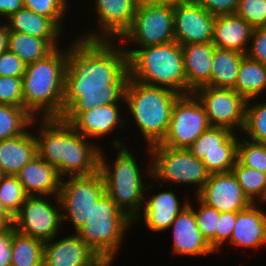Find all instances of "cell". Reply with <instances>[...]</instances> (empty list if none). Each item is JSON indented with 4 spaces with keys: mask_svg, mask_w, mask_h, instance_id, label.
Listing matches in <instances>:
<instances>
[{
    "mask_svg": "<svg viewBox=\"0 0 266 266\" xmlns=\"http://www.w3.org/2000/svg\"><path fill=\"white\" fill-rule=\"evenodd\" d=\"M72 41V42H71ZM68 43L63 114L71 123L99 105L125 104L130 79L128 55L118 40L80 37Z\"/></svg>",
    "mask_w": 266,
    "mask_h": 266,
    "instance_id": "obj_1",
    "label": "cell"
},
{
    "mask_svg": "<svg viewBox=\"0 0 266 266\" xmlns=\"http://www.w3.org/2000/svg\"><path fill=\"white\" fill-rule=\"evenodd\" d=\"M32 128L36 130L33 132L37 155L55 166L62 178L89 176L99 171L102 147L77 132L70 123L61 118H35Z\"/></svg>",
    "mask_w": 266,
    "mask_h": 266,
    "instance_id": "obj_2",
    "label": "cell"
},
{
    "mask_svg": "<svg viewBox=\"0 0 266 266\" xmlns=\"http://www.w3.org/2000/svg\"><path fill=\"white\" fill-rule=\"evenodd\" d=\"M126 140L128 141L126 137L124 139L116 137L111 140V145L116 152L114 160H108L109 156L104 153L103 148L101 149L99 172L104 180L105 193L122 212L134 221L144 205L146 183L152 178L151 153L149 147H145L148 151L146 156L150 162L148 166L143 165L145 166L143 168L141 166L143 163H139L137 157L127 148Z\"/></svg>",
    "mask_w": 266,
    "mask_h": 266,
    "instance_id": "obj_3",
    "label": "cell"
},
{
    "mask_svg": "<svg viewBox=\"0 0 266 266\" xmlns=\"http://www.w3.org/2000/svg\"><path fill=\"white\" fill-rule=\"evenodd\" d=\"M67 47L55 48L41 60L26 65L24 108L34 118H60L63 114Z\"/></svg>",
    "mask_w": 266,
    "mask_h": 266,
    "instance_id": "obj_4",
    "label": "cell"
},
{
    "mask_svg": "<svg viewBox=\"0 0 266 266\" xmlns=\"http://www.w3.org/2000/svg\"><path fill=\"white\" fill-rule=\"evenodd\" d=\"M180 96L169 88L145 85L130 78L125 90V111H128L123 113L129 114L125 117L126 129L132 119L146 147L160 144L168 132L172 109Z\"/></svg>",
    "mask_w": 266,
    "mask_h": 266,
    "instance_id": "obj_5",
    "label": "cell"
},
{
    "mask_svg": "<svg viewBox=\"0 0 266 266\" xmlns=\"http://www.w3.org/2000/svg\"><path fill=\"white\" fill-rule=\"evenodd\" d=\"M122 47L128 55L132 80L187 95L183 52L176 41L141 48Z\"/></svg>",
    "mask_w": 266,
    "mask_h": 266,
    "instance_id": "obj_6",
    "label": "cell"
},
{
    "mask_svg": "<svg viewBox=\"0 0 266 266\" xmlns=\"http://www.w3.org/2000/svg\"><path fill=\"white\" fill-rule=\"evenodd\" d=\"M133 224V220L104 193L93 204L88 220L75 234L111 266L120 254L118 252L123 246L124 237Z\"/></svg>",
    "mask_w": 266,
    "mask_h": 266,
    "instance_id": "obj_7",
    "label": "cell"
},
{
    "mask_svg": "<svg viewBox=\"0 0 266 266\" xmlns=\"http://www.w3.org/2000/svg\"><path fill=\"white\" fill-rule=\"evenodd\" d=\"M151 153L153 183L157 187L187 185L194 188L196 196L208 181L209 173L201 159L188 149H175L160 144L149 147ZM159 184V186H158Z\"/></svg>",
    "mask_w": 266,
    "mask_h": 266,
    "instance_id": "obj_8",
    "label": "cell"
},
{
    "mask_svg": "<svg viewBox=\"0 0 266 266\" xmlns=\"http://www.w3.org/2000/svg\"><path fill=\"white\" fill-rule=\"evenodd\" d=\"M11 225L17 232L43 242L57 237L66 226L62 224L58 196H27Z\"/></svg>",
    "mask_w": 266,
    "mask_h": 266,
    "instance_id": "obj_9",
    "label": "cell"
},
{
    "mask_svg": "<svg viewBox=\"0 0 266 266\" xmlns=\"http://www.w3.org/2000/svg\"><path fill=\"white\" fill-rule=\"evenodd\" d=\"M104 193V180L99 171L89 176L62 178L58 195L62 224L70 223L75 233L88 220L93 204Z\"/></svg>",
    "mask_w": 266,
    "mask_h": 266,
    "instance_id": "obj_10",
    "label": "cell"
},
{
    "mask_svg": "<svg viewBox=\"0 0 266 266\" xmlns=\"http://www.w3.org/2000/svg\"><path fill=\"white\" fill-rule=\"evenodd\" d=\"M173 21V4L137 7L131 27L118 41L122 46L130 45L133 48L175 41Z\"/></svg>",
    "mask_w": 266,
    "mask_h": 266,
    "instance_id": "obj_11",
    "label": "cell"
},
{
    "mask_svg": "<svg viewBox=\"0 0 266 266\" xmlns=\"http://www.w3.org/2000/svg\"><path fill=\"white\" fill-rule=\"evenodd\" d=\"M210 127L205 109L196 96L193 93L181 95L173 106L169 129L160 145L188 149Z\"/></svg>",
    "mask_w": 266,
    "mask_h": 266,
    "instance_id": "obj_12",
    "label": "cell"
},
{
    "mask_svg": "<svg viewBox=\"0 0 266 266\" xmlns=\"http://www.w3.org/2000/svg\"><path fill=\"white\" fill-rule=\"evenodd\" d=\"M193 94L204 107L211 127H223L237 134L242 132L247 101L234 89L203 86Z\"/></svg>",
    "mask_w": 266,
    "mask_h": 266,
    "instance_id": "obj_13",
    "label": "cell"
},
{
    "mask_svg": "<svg viewBox=\"0 0 266 266\" xmlns=\"http://www.w3.org/2000/svg\"><path fill=\"white\" fill-rule=\"evenodd\" d=\"M239 136L223 127H210L188 150L202 160L209 174L230 172L237 160Z\"/></svg>",
    "mask_w": 266,
    "mask_h": 266,
    "instance_id": "obj_14",
    "label": "cell"
},
{
    "mask_svg": "<svg viewBox=\"0 0 266 266\" xmlns=\"http://www.w3.org/2000/svg\"><path fill=\"white\" fill-rule=\"evenodd\" d=\"M93 3L91 9L96 13L93 15H96L97 27L77 36L89 40H119L133 23L137 8L134 0H94Z\"/></svg>",
    "mask_w": 266,
    "mask_h": 266,
    "instance_id": "obj_15",
    "label": "cell"
},
{
    "mask_svg": "<svg viewBox=\"0 0 266 266\" xmlns=\"http://www.w3.org/2000/svg\"><path fill=\"white\" fill-rule=\"evenodd\" d=\"M174 40L180 44L208 43L213 41L215 16L195 0H178L173 3Z\"/></svg>",
    "mask_w": 266,
    "mask_h": 266,
    "instance_id": "obj_16",
    "label": "cell"
},
{
    "mask_svg": "<svg viewBox=\"0 0 266 266\" xmlns=\"http://www.w3.org/2000/svg\"><path fill=\"white\" fill-rule=\"evenodd\" d=\"M150 184L147 183L144 205L140 214L135 218L133 223L143 219L144 225L151 232H165L172 225L176 216L189 204L191 195L186 196L182 201L178 197V192L169 186V191H160L152 193L153 178L150 179ZM149 189V190H148ZM151 190V191H150ZM177 192V194L175 193ZM183 203V204H182Z\"/></svg>",
    "mask_w": 266,
    "mask_h": 266,
    "instance_id": "obj_17",
    "label": "cell"
},
{
    "mask_svg": "<svg viewBox=\"0 0 266 266\" xmlns=\"http://www.w3.org/2000/svg\"><path fill=\"white\" fill-rule=\"evenodd\" d=\"M196 196L219 212H239L253 203L231 171L210 174Z\"/></svg>",
    "mask_w": 266,
    "mask_h": 266,
    "instance_id": "obj_18",
    "label": "cell"
},
{
    "mask_svg": "<svg viewBox=\"0 0 266 266\" xmlns=\"http://www.w3.org/2000/svg\"><path fill=\"white\" fill-rule=\"evenodd\" d=\"M57 237L44 242L43 266H108L75 233Z\"/></svg>",
    "mask_w": 266,
    "mask_h": 266,
    "instance_id": "obj_19",
    "label": "cell"
},
{
    "mask_svg": "<svg viewBox=\"0 0 266 266\" xmlns=\"http://www.w3.org/2000/svg\"><path fill=\"white\" fill-rule=\"evenodd\" d=\"M124 109L125 104L99 105L90 111L81 112L70 124L84 137L97 142L110 134L114 135L117 129L126 131V115H122Z\"/></svg>",
    "mask_w": 266,
    "mask_h": 266,
    "instance_id": "obj_20",
    "label": "cell"
},
{
    "mask_svg": "<svg viewBox=\"0 0 266 266\" xmlns=\"http://www.w3.org/2000/svg\"><path fill=\"white\" fill-rule=\"evenodd\" d=\"M172 229V252L176 256H204L213 254L207 240L197 226L194 210L188 205L175 218Z\"/></svg>",
    "mask_w": 266,
    "mask_h": 266,
    "instance_id": "obj_21",
    "label": "cell"
},
{
    "mask_svg": "<svg viewBox=\"0 0 266 266\" xmlns=\"http://www.w3.org/2000/svg\"><path fill=\"white\" fill-rule=\"evenodd\" d=\"M261 205L252 203L236 212L234 230L228 242L230 246L255 250L266 245V210Z\"/></svg>",
    "mask_w": 266,
    "mask_h": 266,
    "instance_id": "obj_22",
    "label": "cell"
},
{
    "mask_svg": "<svg viewBox=\"0 0 266 266\" xmlns=\"http://www.w3.org/2000/svg\"><path fill=\"white\" fill-rule=\"evenodd\" d=\"M28 196H58L62 177L57 168L38 155L15 175Z\"/></svg>",
    "mask_w": 266,
    "mask_h": 266,
    "instance_id": "obj_23",
    "label": "cell"
},
{
    "mask_svg": "<svg viewBox=\"0 0 266 266\" xmlns=\"http://www.w3.org/2000/svg\"><path fill=\"white\" fill-rule=\"evenodd\" d=\"M184 57V71L187 80V94L209 86L212 59L215 46L212 42L181 45Z\"/></svg>",
    "mask_w": 266,
    "mask_h": 266,
    "instance_id": "obj_24",
    "label": "cell"
},
{
    "mask_svg": "<svg viewBox=\"0 0 266 266\" xmlns=\"http://www.w3.org/2000/svg\"><path fill=\"white\" fill-rule=\"evenodd\" d=\"M5 22L9 31L20 32L46 40L54 49L61 43L63 30L53 19L38 15L30 9L23 7L8 17Z\"/></svg>",
    "mask_w": 266,
    "mask_h": 266,
    "instance_id": "obj_25",
    "label": "cell"
},
{
    "mask_svg": "<svg viewBox=\"0 0 266 266\" xmlns=\"http://www.w3.org/2000/svg\"><path fill=\"white\" fill-rule=\"evenodd\" d=\"M252 31L253 27L236 14L215 16L212 44L246 54Z\"/></svg>",
    "mask_w": 266,
    "mask_h": 266,
    "instance_id": "obj_26",
    "label": "cell"
},
{
    "mask_svg": "<svg viewBox=\"0 0 266 266\" xmlns=\"http://www.w3.org/2000/svg\"><path fill=\"white\" fill-rule=\"evenodd\" d=\"M35 156L37 142L32 125L23 134L0 141V167L4 175L15 176Z\"/></svg>",
    "mask_w": 266,
    "mask_h": 266,
    "instance_id": "obj_27",
    "label": "cell"
},
{
    "mask_svg": "<svg viewBox=\"0 0 266 266\" xmlns=\"http://www.w3.org/2000/svg\"><path fill=\"white\" fill-rule=\"evenodd\" d=\"M232 89L246 101L265 95L266 66L245 55L240 63L237 80Z\"/></svg>",
    "mask_w": 266,
    "mask_h": 266,
    "instance_id": "obj_28",
    "label": "cell"
},
{
    "mask_svg": "<svg viewBox=\"0 0 266 266\" xmlns=\"http://www.w3.org/2000/svg\"><path fill=\"white\" fill-rule=\"evenodd\" d=\"M245 55L237 51L215 47L209 86L233 88L237 80L240 63Z\"/></svg>",
    "mask_w": 266,
    "mask_h": 266,
    "instance_id": "obj_29",
    "label": "cell"
},
{
    "mask_svg": "<svg viewBox=\"0 0 266 266\" xmlns=\"http://www.w3.org/2000/svg\"><path fill=\"white\" fill-rule=\"evenodd\" d=\"M8 50L28 65L45 58L54 48L44 39L10 31Z\"/></svg>",
    "mask_w": 266,
    "mask_h": 266,
    "instance_id": "obj_30",
    "label": "cell"
},
{
    "mask_svg": "<svg viewBox=\"0 0 266 266\" xmlns=\"http://www.w3.org/2000/svg\"><path fill=\"white\" fill-rule=\"evenodd\" d=\"M44 242L13 227L11 266H43Z\"/></svg>",
    "mask_w": 266,
    "mask_h": 266,
    "instance_id": "obj_31",
    "label": "cell"
},
{
    "mask_svg": "<svg viewBox=\"0 0 266 266\" xmlns=\"http://www.w3.org/2000/svg\"><path fill=\"white\" fill-rule=\"evenodd\" d=\"M34 119L23 107L0 104V141L23 134Z\"/></svg>",
    "mask_w": 266,
    "mask_h": 266,
    "instance_id": "obj_32",
    "label": "cell"
},
{
    "mask_svg": "<svg viewBox=\"0 0 266 266\" xmlns=\"http://www.w3.org/2000/svg\"><path fill=\"white\" fill-rule=\"evenodd\" d=\"M231 172L244 193L253 203H260L266 195V173L243 165L238 159Z\"/></svg>",
    "mask_w": 266,
    "mask_h": 266,
    "instance_id": "obj_33",
    "label": "cell"
},
{
    "mask_svg": "<svg viewBox=\"0 0 266 266\" xmlns=\"http://www.w3.org/2000/svg\"><path fill=\"white\" fill-rule=\"evenodd\" d=\"M257 99L247 101L245 123L240 135L250 141L266 144V100Z\"/></svg>",
    "mask_w": 266,
    "mask_h": 266,
    "instance_id": "obj_34",
    "label": "cell"
},
{
    "mask_svg": "<svg viewBox=\"0 0 266 266\" xmlns=\"http://www.w3.org/2000/svg\"><path fill=\"white\" fill-rule=\"evenodd\" d=\"M194 198L196 199L195 201L198 203L197 207L199 208L194 207L195 201L191 203L192 199L189 200L188 205L194 210L197 226L203 237L207 240L210 247L215 252V231L218 228V220L221 212L203 203L197 196H194Z\"/></svg>",
    "mask_w": 266,
    "mask_h": 266,
    "instance_id": "obj_35",
    "label": "cell"
},
{
    "mask_svg": "<svg viewBox=\"0 0 266 266\" xmlns=\"http://www.w3.org/2000/svg\"><path fill=\"white\" fill-rule=\"evenodd\" d=\"M70 3L69 0H23L25 8L32 10L38 15L53 19L65 32L67 29L64 26L68 20L70 6H72Z\"/></svg>",
    "mask_w": 266,
    "mask_h": 266,
    "instance_id": "obj_36",
    "label": "cell"
},
{
    "mask_svg": "<svg viewBox=\"0 0 266 266\" xmlns=\"http://www.w3.org/2000/svg\"><path fill=\"white\" fill-rule=\"evenodd\" d=\"M27 196L16 176L5 175L0 180V200L3 208L12 217L19 211Z\"/></svg>",
    "mask_w": 266,
    "mask_h": 266,
    "instance_id": "obj_37",
    "label": "cell"
},
{
    "mask_svg": "<svg viewBox=\"0 0 266 266\" xmlns=\"http://www.w3.org/2000/svg\"><path fill=\"white\" fill-rule=\"evenodd\" d=\"M237 159L247 167L266 173V144L239 137Z\"/></svg>",
    "mask_w": 266,
    "mask_h": 266,
    "instance_id": "obj_38",
    "label": "cell"
},
{
    "mask_svg": "<svg viewBox=\"0 0 266 266\" xmlns=\"http://www.w3.org/2000/svg\"><path fill=\"white\" fill-rule=\"evenodd\" d=\"M235 14L253 28L266 27V0H240Z\"/></svg>",
    "mask_w": 266,
    "mask_h": 266,
    "instance_id": "obj_39",
    "label": "cell"
},
{
    "mask_svg": "<svg viewBox=\"0 0 266 266\" xmlns=\"http://www.w3.org/2000/svg\"><path fill=\"white\" fill-rule=\"evenodd\" d=\"M0 104L24 108L22 77L0 76Z\"/></svg>",
    "mask_w": 266,
    "mask_h": 266,
    "instance_id": "obj_40",
    "label": "cell"
},
{
    "mask_svg": "<svg viewBox=\"0 0 266 266\" xmlns=\"http://www.w3.org/2000/svg\"><path fill=\"white\" fill-rule=\"evenodd\" d=\"M236 222V212H221L218 220V228L215 231V253L220 252L232 236Z\"/></svg>",
    "mask_w": 266,
    "mask_h": 266,
    "instance_id": "obj_41",
    "label": "cell"
},
{
    "mask_svg": "<svg viewBox=\"0 0 266 266\" xmlns=\"http://www.w3.org/2000/svg\"><path fill=\"white\" fill-rule=\"evenodd\" d=\"M246 55L266 66V27L253 28Z\"/></svg>",
    "mask_w": 266,
    "mask_h": 266,
    "instance_id": "obj_42",
    "label": "cell"
},
{
    "mask_svg": "<svg viewBox=\"0 0 266 266\" xmlns=\"http://www.w3.org/2000/svg\"><path fill=\"white\" fill-rule=\"evenodd\" d=\"M26 64L13 52L7 50L0 54V76L23 77Z\"/></svg>",
    "mask_w": 266,
    "mask_h": 266,
    "instance_id": "obj_43",
    "label": "cell"
},
{
    "mask_svg": "<svg viewBox=\"0 0 266 266\" xmlns=\"http://www.w3.org/2000/svg\"><path fill=\"white\" fill-rule=\"evenodd\" d=\"M213 16L235 14L240 0H195Z\"/></svg>",
    "mask_w": 266,
    "mask_h": 266,
    "instance_id": "obj_44",
    "label": "cell"
},
{
    "mask_svg": "<svg viewBox=\"0 0 266 266\" xmlns=\"http://www.w3.org/2000/svg\"><path fill=\"white\" fill-rule=\"evenodd\" d=\"M13 226L0 227V266H11Z\"/></svg>",
    "mask_w": 266,
    "mask_h": 266,
    "instance_id": "obj_45",
    "label": "cell"
},
{
    "mask_svg": "<svg viewBox=\"0 0 266 266\" xmlns=\"http://www.w3.org/2000/svg\"><path fill=\"white\" fill-rule=\"evenodd\" d=\"M23 7V0H0V20L5 21Z\"/></svg>",
    "mask_w": 266,
    "mask_h": 266,
    "instance_id": "obj_46",
    "label": "cell"
},
{
    "mask_svg": "<svg viewBox=\"0 0 266 266\" xmlns=\"http://www.w3.org/2000/svg\"><path fill=\"white\" fill-rule=\"evenodd\" d=\"M9 32L7 23L0 20V54L8 50Z\"/></svg>",
    "mask_w": 266,
    "mask_h": 266,
    "instance_id": "obj_47",
    "label": "cell"
},
{
    "mask_svg": "<svg viewBox=\"0 0 266 266\" xmlns=\"http://www.w3.org/2000/svg\"><path fill=\"white\" fill-rule=\"evenodd\" d=\"M178 0H134L137 7L146 5L173 4Z\"/></svg>",
    "mask_w": 266,
    "mask_h": 266,
    "instance_id": "obj_48",
    "label": "cell"
},
{
    "mask_svg": "<svg viewBox=\"0 0 266 266\" xmlns=\"http://www.w3.org/2000/svg\"><path fill=\"white\" fill-rule=\"evenodd\" d=\"M260 203L262 204L263 207L264 205H266V195H265V198Z\"/></svg>",
    "mask_w": 266,
    "mask_h": 266,
    "instance_id": "obj_49",
    "label": "cell"
},
{
    "mask_svg": "<svg viewBox=\"0 0 266 266\" xmlns=\"http://www.w3.org/2000/svg\"><path fill=\"white\" fill-rule=\"evenodd\" d=\"M5 175H4V173H3V171L1 170V167H0V180L4 177Z\"/></svg>",
    "mask_w": 266,
    "mask_h": 266,
    "instance_id": "obj_50",
    "label": "cell"
}]
</instances>
